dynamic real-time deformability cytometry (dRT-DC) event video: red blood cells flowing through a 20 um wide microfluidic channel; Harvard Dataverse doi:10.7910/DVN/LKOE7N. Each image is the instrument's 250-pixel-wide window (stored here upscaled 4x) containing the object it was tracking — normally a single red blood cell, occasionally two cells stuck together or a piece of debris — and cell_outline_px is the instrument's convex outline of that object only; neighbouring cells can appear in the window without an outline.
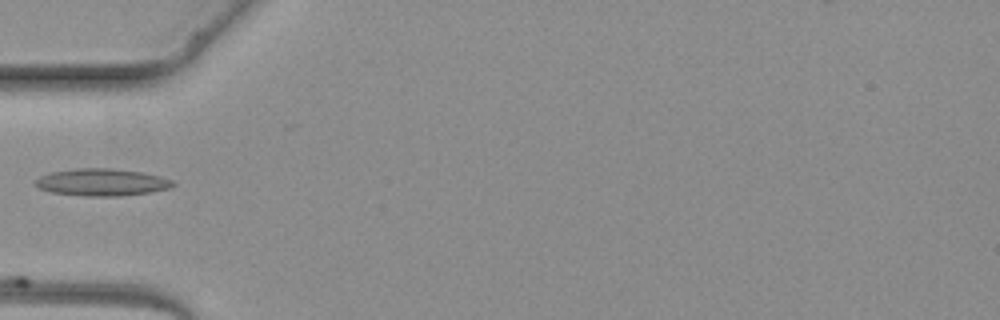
{"species": "common noctule bat (a hibernating species)", "species_latin": "Nyctalus noctula", "temperature_condition": "warm", "stored_images_in_passage": 3, "camera_frame_rate_fps": 3000, "um_per_image_px": 0.085, "animal": {"sex": "female", "body_mass_g": 19.3, "forearm_length_mm": 54.1}, "frame": {"image": 1, "passage_image": 3, "time_ms": 2.333, "image_size_px": [1000, 320], "cell_outline_px": [[176, 184], [168, 188], [148, 192], [120, 196], [84, 196], [48, 192], [32, 184], [40, 176], [48, 172], [76, 168], [112, 168], [144, 172], [160, 176], [172, 180]], "centroid_in_image_um": [8.61, 15.48], "position_along_channel_um": 76.4, "area_um2": 21.96}}